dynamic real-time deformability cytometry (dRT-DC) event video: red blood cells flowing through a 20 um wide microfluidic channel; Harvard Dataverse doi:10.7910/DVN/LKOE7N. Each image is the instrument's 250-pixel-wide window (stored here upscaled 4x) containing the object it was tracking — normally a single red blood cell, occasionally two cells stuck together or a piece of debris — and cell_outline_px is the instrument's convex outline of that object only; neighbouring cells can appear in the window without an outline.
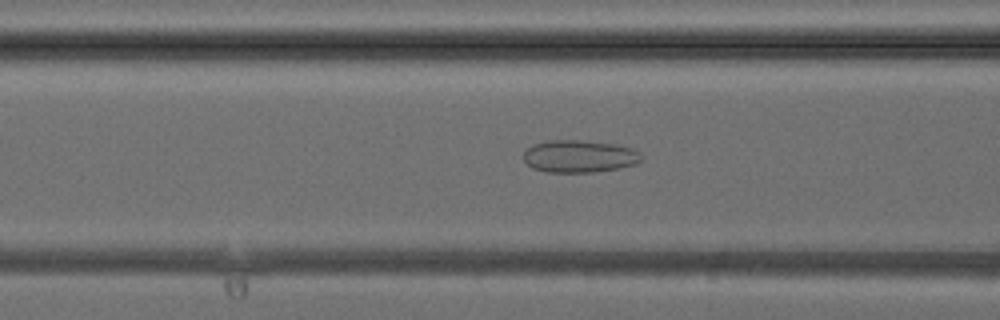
{"species": "common noctule bat (a hibernating species)", "species_latin": "Nyctalus noctula", "temperature_condition": "cold", "stored_images_in_passage": 36, "camera_frame_rate_fps": 3000, "um_per_image_px": 0.085, "animal": {"sex": "female", "body_mass_g": 24.6, "forearm_length_mm": 56.2}, "frame": {"image": 1, "passage_image": 16, "time_ms": 5.0, "image_size_px": [1000, 320], "cell_outline_px": [[640, 160], [636, 164], [620, 168], [596, 172], [548, 172], [532, 168], [524, 160], [524, 152], [532, 144], [548, 140], [580, 140], [616, 144], [632, 148], [640, 152]], "centroid_in_image_um": [49.24, 13.28], "position_along_channel_um": 117.4, "area_um2": 22.31}}
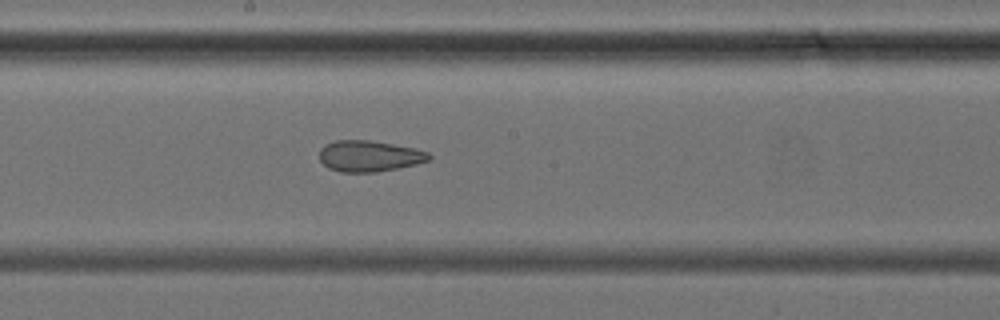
{"frame": {"image": 2, "passage_image": 22, "time_ms": 7.0, "image_size_px": [1000, 320], "cell_outline_px": [[432, 160], [416, 164], [376, 172], [340, 172], [328, 168], [320, 160], [320, 148], [336, 140], [372, 140], [416, 148], [428, 152], [432, 156]], "centroid_in_image_um": [31.42, 13.26], "position_along_channel_um": 216.8, "area_um2": 19.94}}
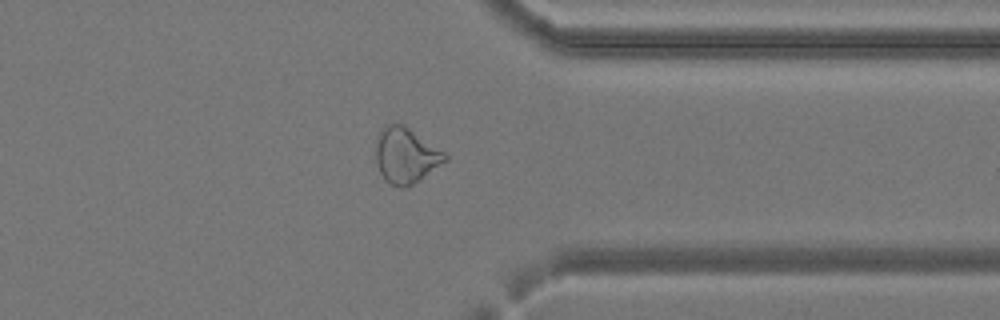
{"frame": {"image": 3, "passage_image": 32, "time_ms": 10.333, "image_size_px": [1000, 320], "cell_outline_px": [[448, 160], [412, 184], [404, 188], [400, 188], [384, 180], [380, 172], [376, 160], [376, 140], [380, 132], [388, 124], [404, 124], [444, 152], [448, 156]], "centroid_in_image_um": [34.49, 13.22], "position_along_channel_um": 376.9, "area_um2": 22.08}}